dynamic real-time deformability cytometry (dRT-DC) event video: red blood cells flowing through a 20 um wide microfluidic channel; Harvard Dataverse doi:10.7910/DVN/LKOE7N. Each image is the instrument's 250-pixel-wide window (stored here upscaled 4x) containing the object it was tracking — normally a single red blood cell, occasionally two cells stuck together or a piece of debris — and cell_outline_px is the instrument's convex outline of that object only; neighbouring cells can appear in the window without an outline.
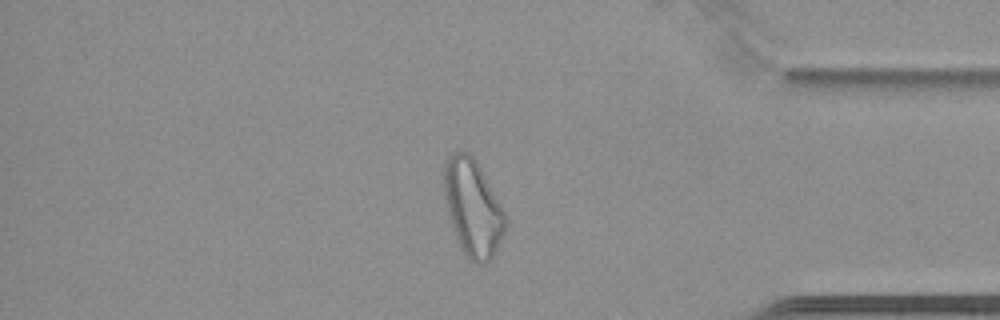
{"species": "common noctule bat (a hibernating species)", "species_latin": "Nyctalus noctula", "temperature_condition": "cold", "stored_images_in_passage": 66, "camera_frame_rate_fps": 3000, "um_per_image_px": 0.085, "animal": {"sex": "female", "body_mass_g": 22.7, "forearm_length_mm": 54.2}, "frame": {"image": 1, "passage_image": 57, "time_ms": 18.667, "image_size_px": [1000, 320], "cell_outline_px": [[508, 220], [504, 232], [492, 256], [488, 260], [480, 264], [476, 264], [464, 256], [456, 240], [448, 212], [444, 196], [444, 164], [448, 156], [456, 152], [468, 152], [476, 160], [500, 204]], "centroid_in_image_um": [40.17, 17.68], "position_along_channel_um": 395.0, "area_um2": 34.22}}